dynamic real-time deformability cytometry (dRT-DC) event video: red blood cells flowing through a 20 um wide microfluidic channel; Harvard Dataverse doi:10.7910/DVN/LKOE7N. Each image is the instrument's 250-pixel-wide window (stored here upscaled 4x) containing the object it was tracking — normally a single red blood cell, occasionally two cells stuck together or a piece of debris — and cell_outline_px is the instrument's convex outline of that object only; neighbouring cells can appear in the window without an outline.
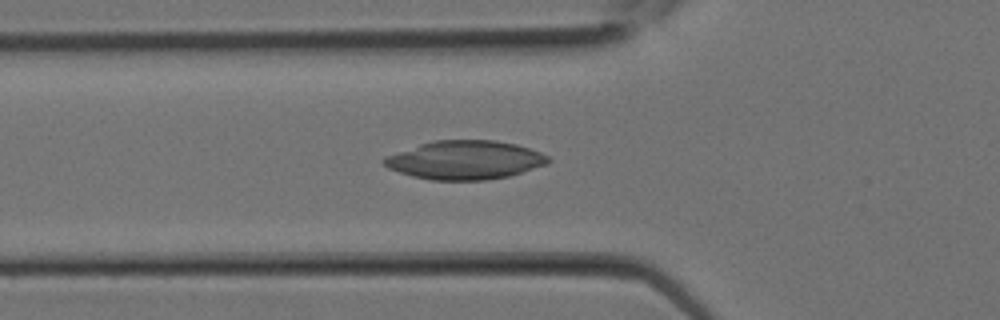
{"species": "Egyptian fruit bat (a non-hibernating species)", "species_latin": "Rousettus aegyptiacus", "temperature_condition": "room temperature", "stored_images_in_passage": 4, "camera_frame_rate_fps": 3000, "um_per_image_px": 0.085, "animal": {"sex": "female"}, "frame": {"image": 1, "passage_image": 2, "time_ms": 0.333, "image_size_px": [1000, 320], "cell_outline_px": [[552, 160], [548, 164], [508, 176], [484, 180], [432, 180], [412, 176], [388, 168], [380, 160], [384, 156], [432, 140], [496, 140], [516, 144], [540, 152], [548, 156]], "centroid_in_image_um": [39.51, 13.6], "position_along_channel_um": 86.3, "area_um2": 37.05}}
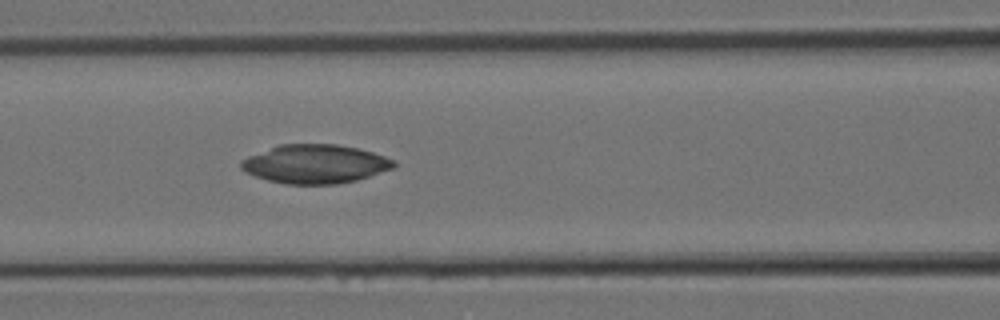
{"frame": {"image": 2, "passage_image": 4, "time_ms": 1.0, "image_size_px": [1000, 320], "cell_outline_px": [[396, 164], [392, 168], [356, 180], [336, 184], [284, 184], [268, 180], [244, 172], [240, 168], [240, 160], [248, 156], [280, 144], [336, 144], [356, 148], [372, 152], [396, 160]], "centroid_in_image_um": [26.75, 13.94], "position_along_channel_um": 139.8, "area_um2": 34.39}}